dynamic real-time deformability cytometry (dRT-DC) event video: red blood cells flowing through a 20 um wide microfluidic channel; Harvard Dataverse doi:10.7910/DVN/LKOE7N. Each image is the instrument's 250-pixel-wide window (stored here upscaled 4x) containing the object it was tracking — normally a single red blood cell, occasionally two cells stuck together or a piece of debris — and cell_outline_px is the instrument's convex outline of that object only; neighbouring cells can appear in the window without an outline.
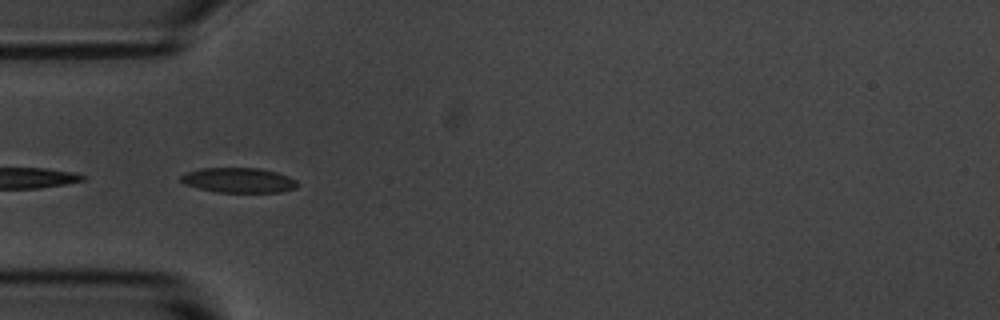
{"species": "common noctule bat (a hibernating species)", "species_latin": "Nyctalus noctula", "temperature_condition": "room temperature", "stored_images_in_passage": 6, "camera_frame_rate_fps": 3000, "um_per_image_px": 0.085, "animal": {"sex": "male", "body_mass_g": 20.1, "forearm_length_mm": 53.5}, "frame": {"image": 1, "passage_image": 4, "time_ms": 3.667, "image_size_px": [1000, 320], "cell_outline_px": [[300, 184], [296, 188], [280, 192], [216, 192], [184, 184], [180, 180], [180, 176], [188, 172], [200, 168], [260, 168], [276, 172], [288, 176], [296, 180]], "centroid_in_image_um": [20.31, 15.32], "position_along_channel_um": 64.7, "area_um2": 16.94}}
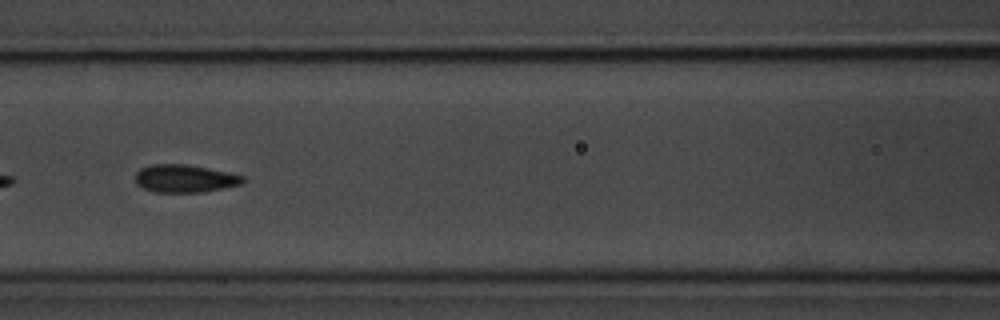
{"frame": {"image": 2, "passage_image": 6, "time_ms": 6.0, "image_size_px": [1000, 320], "cell_outline_px": [[244, 180], [240, 184], [224, 188], [204, 192], [156, 192], [144, 188], [136, 184], [136, 172], [140, 168], [152, 164], [184, 164], [208, 168], [228, 172], [244, 176]], "centroid_in_image_um": [15.69, 15.17], "position_along_channel_um": 150.9, "area_um2": 17.34}}